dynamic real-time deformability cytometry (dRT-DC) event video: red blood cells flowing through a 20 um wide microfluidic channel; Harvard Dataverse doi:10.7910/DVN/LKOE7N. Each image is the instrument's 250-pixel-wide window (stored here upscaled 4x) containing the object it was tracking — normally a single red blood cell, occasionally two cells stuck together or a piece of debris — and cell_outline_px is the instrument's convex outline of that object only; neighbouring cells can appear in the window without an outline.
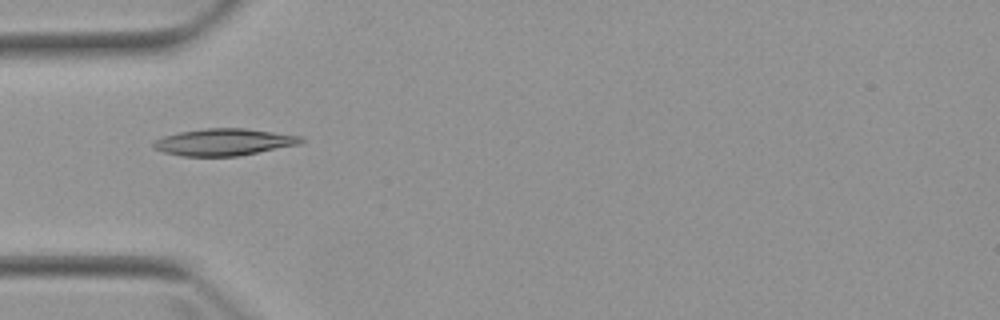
{"species": "Egyptian fruit bat (a non-hibernating species)", "species_latin": "Rousettus aegyptiacus", "temperature_condition": "warm", "stored_images_in_passage": 6, "camera_frame_rate_fps": 3000, "um_per_image_px": 0.085, "animal": {"sex": "female"}, "frame": {"image": 1, "passage_image": 5, "time_ms": 4.667, "image_size_px": [1000, 320], "cell_outline_px": [[304, 140], [300, 144], [240, 156], [184, 156], [164, 152], [152, 148], [152, 144], [156, 140], [164, 136], [180, 132], [204, 128], [244, 128], [304, 136]], "centroid_in_image_um": [19.06, 12.08], "position_along_channel_um": 65.9, "area_um2": 23.18}}
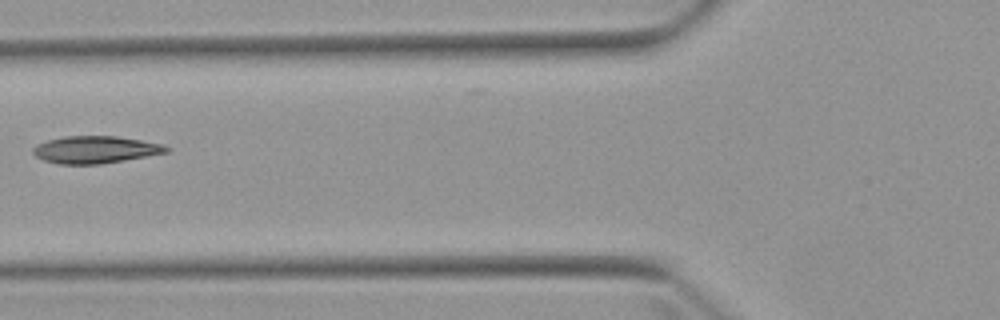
{"frame": {"image": 2, "passage_image": 6, "time_ms": 6.0, "image_size_px": [1000, 320], "cell_outline_px": [[168, 152], [100, 164], [60, 164], [44, 160], [36, 156], [32, 152], [32, 148], [36, 144], [48, 140], [64, 136], [116, 136], [164, 144], [168, 148]], "centroid_in_image_um": [8.07, 12.71], "position_along_channel_um": 117.7, "area_um2": 20.98}}